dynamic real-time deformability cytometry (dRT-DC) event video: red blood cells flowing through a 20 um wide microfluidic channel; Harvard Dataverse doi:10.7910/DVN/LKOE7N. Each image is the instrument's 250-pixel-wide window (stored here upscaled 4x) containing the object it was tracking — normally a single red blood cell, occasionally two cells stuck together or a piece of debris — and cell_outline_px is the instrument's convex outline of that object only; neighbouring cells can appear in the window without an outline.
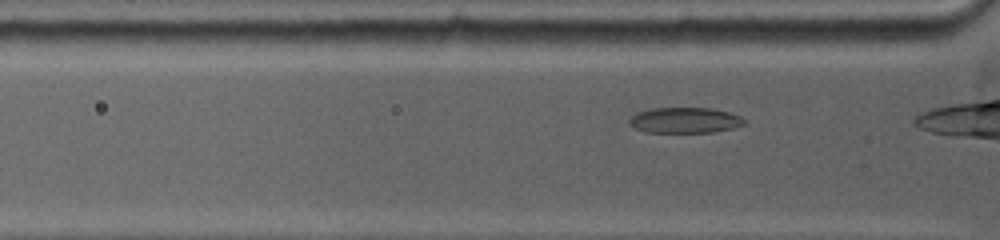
{"species": "common noctule bat (a hibernating species)", "species_latin": "Nyctalus noctula", "temperature_condition": "warm", "stored_images_in_passage": 40, "camera_frame_rate_fps": 5000, "um_per_image_px": 0.085, "animal": {"sex": "female", "body_mass_g": 19.0, "forearm_length_mm": 53.3}, "frame": {"image": 1, "passage_image": 5, "time_ms": 0.6, "image_size_px": [1000, 240], "cell_outline_px": [[748, 124], [732, 128], [712, 132], [644, 132], [628, 124], [628, 120], [636, 112], [652, 108], [712, 108], [728, 112], [740, 116], [748, 120]], "centroid_in_image_um": [58.23, 10.22], "position_along_channel_um": 67.6, "area_um2": 17.34}}
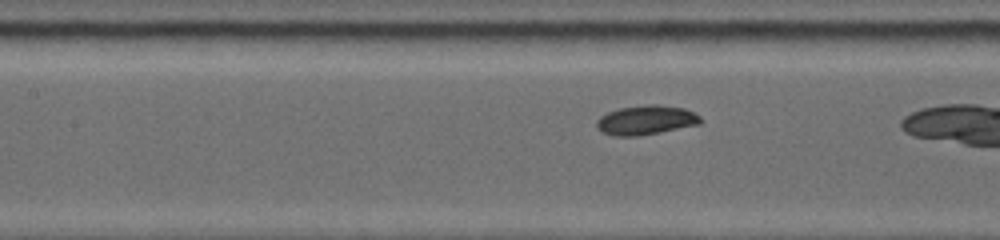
{"frame": {"image": 2, "passage_image": 18, "time_ms": 2.8, "image_size_px": [1000, 240], "cell_outline_px": [[704, 120], [700, 124], [640, 136], [612, 136], [596, 128], [596, 120], [600, 116], [608, 112], [620, 108], [648, 104], [656, 104], [684, 108], [700, 116]], "centroid_in_image_um": [54.91, 10.21], "position_along_channel_um": 152.5, "area_um2": 17.86}}
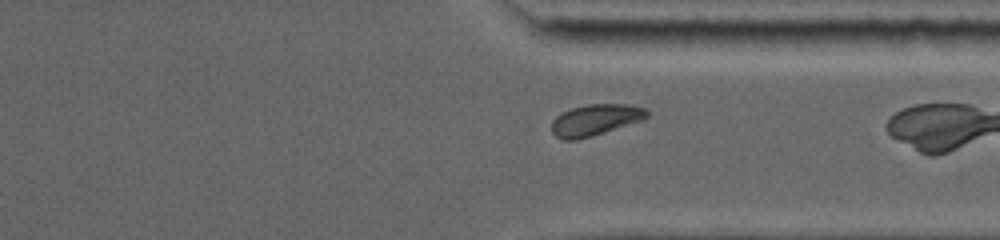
{"frame": {"image": 3, "passage_image": 35, "time_ms": 8.2, "image_size_px": [1000, 240], "cell_outline_px": [[648, 116], [644, 120], [576, 140], [564, 140], [556, 136], [552, 132], [552, 120], [560, 112], [572, 108], [588, 104], [624, 104], [648, 108]], "centroid_in_image_um": [50.6, 10.18], "position_along_channel_um": 360.8, "area_um2": 17.34}}